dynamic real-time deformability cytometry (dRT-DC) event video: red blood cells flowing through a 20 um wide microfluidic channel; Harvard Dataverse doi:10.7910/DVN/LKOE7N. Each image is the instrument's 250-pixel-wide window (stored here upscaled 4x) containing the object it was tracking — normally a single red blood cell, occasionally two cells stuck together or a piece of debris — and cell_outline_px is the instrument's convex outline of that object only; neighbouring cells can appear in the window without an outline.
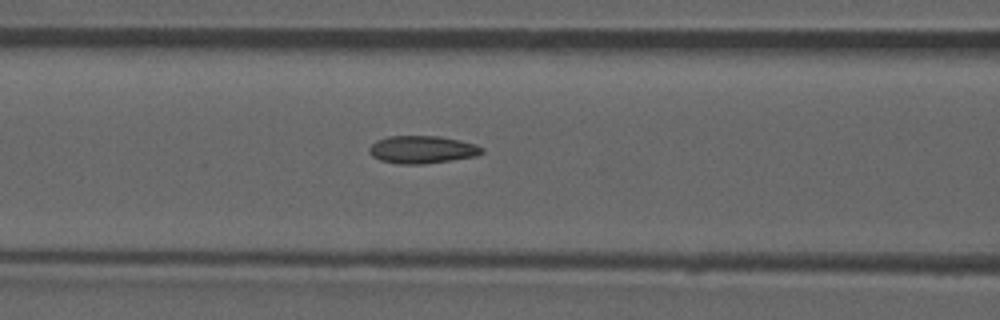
{"species": "common noctule bat (a hibernating species)", "species_latin": "Nyctalus noctula", "temperature_condition": "room temperature", "stored_images_in_passage": 48, "camera_frame_rate_fps": 3000, "um_per_image_px": 0.085, "animal": {"sex": "male", "forearm_length_mm": 52.5}, "frame": {"image": 1, "passage_image": 21, "time_ms": 6.667, "image_size_px": [1000, 320], "cell_outline_px": [[484, 152], [476, 156], [424, 164], [400, 164], [380, 160], [372, 156], [368, 152], [368, 148], [376, 140], [388, 136], [440, 136], [476, 144], [484, 148]], "centroid_in_image_um": [35.87, 12.71], "position_along_channel_um": 130.7, "area_um2": 18.21}, "authors_computed_cell_mechanics": {"area_um2": 17.7735, "velocity_mm_per_s": 3.902, "shape_relaxation_time_tau1_ms": null, "shape_relaxation_time_tau2_ms": 3.0866, "deformation_change_tau1": null, "deformation_change_tau2": 0.0997}}